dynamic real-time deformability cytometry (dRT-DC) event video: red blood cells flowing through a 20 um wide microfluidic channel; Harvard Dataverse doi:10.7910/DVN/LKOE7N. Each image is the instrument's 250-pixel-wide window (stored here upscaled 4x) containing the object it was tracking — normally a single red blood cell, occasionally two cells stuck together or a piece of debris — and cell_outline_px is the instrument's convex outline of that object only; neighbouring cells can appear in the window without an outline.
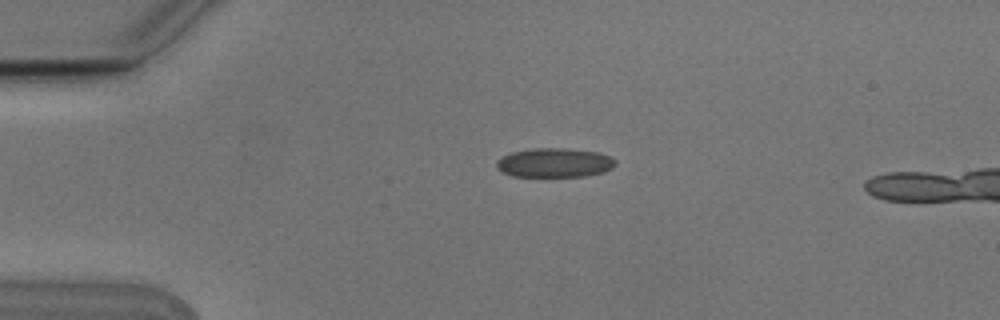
{"species": "Egyptian fruit bat (a non-hibernating species)", "species_latin": "Rousettus aegyptiacus", "temperature_condition": "cold", "stored_images_in_passage": 5, "camera_frame_rate_fps": 3000, "um_per_image_px": 0.085, "animal": {"sex": "male"}, "frame": {"image": 1, "passage_image": 3, "time_ms": 0.667, "image_size_px": [1000, 320], "cell_outline_px": [[616, 164], [612, 168], [604, 172], [584, 176], [512, 176], [496, 168], [496, 160], [500, 156], [512, 152], [536, 148], [564, 148], [600, 152], [616, 160]], "centroid_in_image_um": [47.13, 13.82], "position_along_channel_um": 37.9, "area_um2": 20.29}}